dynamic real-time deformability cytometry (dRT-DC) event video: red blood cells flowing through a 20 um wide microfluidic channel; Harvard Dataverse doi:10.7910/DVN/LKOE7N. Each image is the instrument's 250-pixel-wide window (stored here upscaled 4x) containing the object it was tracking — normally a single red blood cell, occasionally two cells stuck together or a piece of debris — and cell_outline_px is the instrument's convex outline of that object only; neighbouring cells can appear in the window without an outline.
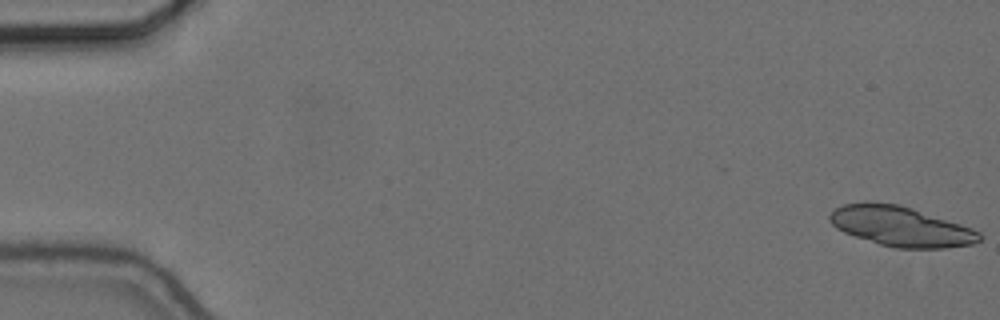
{"species": "common noctule bat (a hibernating species)", "species_latin": "Nyctalus noctula", "temperature_condition": "cold", "stored_images_in_passage": 57, "segment_of_instrument_passage": [1, 2], "camera_frame_rate_fps": 3000, "um_per_image_px": 0.085, "animal": {"sex": "female", "body_mass_g": 24.6, "forearm_length_mm": 56.2}, "frame": {"image": 1, "passage_image": 1, "time_ms": 0.0, "image_size_px": [1000, 320], "cell_outline_px": [[984, 236], [980, 240], [972, 244], [944, 248], [896, 248], [880, 244], [844, 232], [836, 228], [828, 220], [828, 216], [836, 208], [844, 204], [864, 200], [900, 204], [972, 228], [980, 232]], "centroid_in_image_um": [76.55, 19.22], "position_along_channel_um": 8.5, "area_um2": 34.91}}